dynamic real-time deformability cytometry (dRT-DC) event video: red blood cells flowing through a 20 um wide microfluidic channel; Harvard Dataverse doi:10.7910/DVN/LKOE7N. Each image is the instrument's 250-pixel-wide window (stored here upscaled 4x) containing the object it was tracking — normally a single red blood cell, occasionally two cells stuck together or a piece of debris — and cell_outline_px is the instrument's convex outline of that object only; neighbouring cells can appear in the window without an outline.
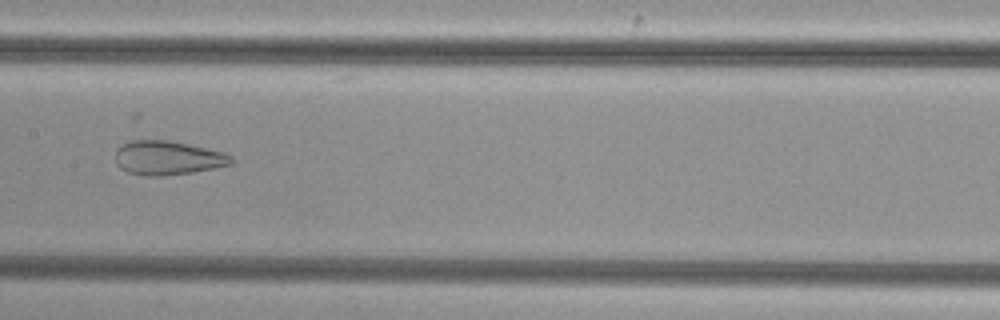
{"species": "common noctule bat (a hibernating species)", "species_latin": "Nyctalus noctula", "temperature_condition": "cold", "stored_images_in_passage": 50, "camera_frame_rate_fps": 3000, "um_per_image_px": 0.085, "animal": {"sex": "female", "body_mass_g": 29.2, "forearm_length_mm": 56.3}, "frame": {"image": 1, "passage_image": 25, "time_ms": 8.0, "image_size_px": [1000, 320], "cell_outline_px": [[232, 164], [192, 172], [164, 176], [144, 176], [128, 172], [120, 168], [116, 164], [116, 148], [120, 144], [132, 140], [168, 140], [188, 144], [224, 152], [232, 156]], "centroid_in_image_um": [14.21, 13.42], "position_along_channel_um": 193.2, "area_um2": 23.06}}
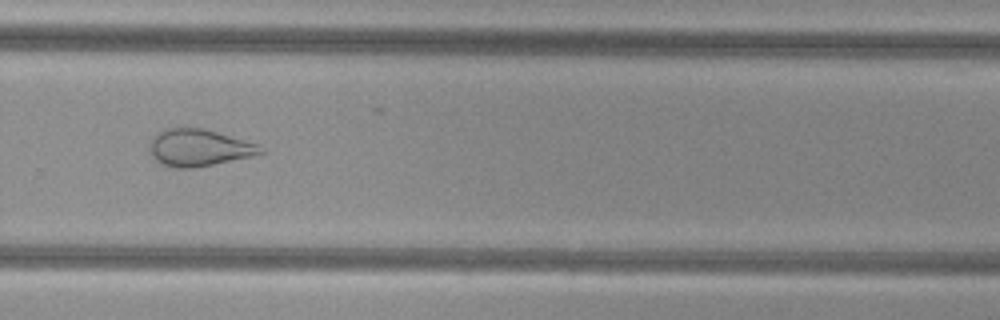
{"frame": {"image": 2, "passage_image": 34, "time_ms": 11.0, "image_size_px": [1000, 320], "cell_outline_px": [[264, 152], [252, 156], [196, 168], [176, 168], [160, 164], [152, 156], [152, 140], [156, 132], [164, 128], [184, 124], [204, 128], [260, 144], [264, 148]], "centroid_in_image_um": [16.92, 12.51], "position_along_channel_um": 312.9, "area_um2": 24.51}}
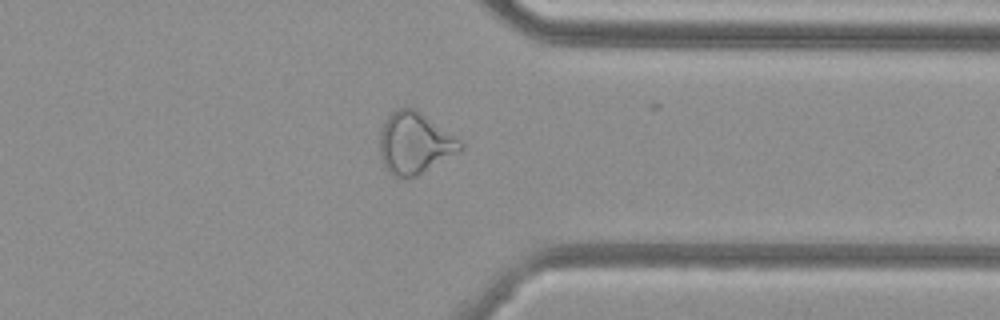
{"frame": {"image": 3, "passage_image": 39, "time_ms": 12.667, "image_size_px": [1000, 320], "cell_outline_px": [[464, 148], [416, 176], [392, 176], [388, 172], [380, 156], [380, 128], [388, 116], [396, 108], [416, 108], [460, 140], [464, 144]], "centroid_in_image_um": [35.22, 12.14], "position_along_channel_um": 376.2, "area_um2": 28.55}}